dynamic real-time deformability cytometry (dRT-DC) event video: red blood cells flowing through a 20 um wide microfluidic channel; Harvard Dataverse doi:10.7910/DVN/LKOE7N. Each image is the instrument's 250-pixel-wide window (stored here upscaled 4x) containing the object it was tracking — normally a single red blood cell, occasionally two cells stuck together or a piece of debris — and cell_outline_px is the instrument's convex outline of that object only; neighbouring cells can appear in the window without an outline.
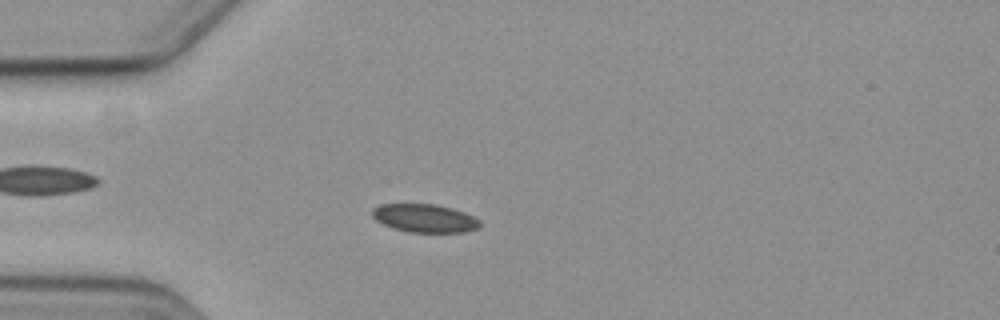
{"species": "common noctule bat (a hibernating species)", "species_latin": "Nyctalus noctula", "temperature_condition": "cold", "stored_images_in_passage": 3, "camera_frame_rate_fps": 3000, "um_per_image_px": 0.085, "animal": {"sex": "female", "body_mass_g": 19.3, "forearm_length_mm": 54.1}, "frame": {"image": 1, "passage_image": 3, "time_ms": 2.333, "image_size_px": [1000, 320], "cell_outline_px": [[480, 228], [464, 232], [408, 232], [392, 228], [376, 220], [372, 216], [372, 208], [380, 204], [436, 204], [452, 208], [464, 212], [480, 220]], "centroid_in_image_um": [36.09, 18.55], "position_along_channel_um": 48.9, "area_um2": 17.8}}